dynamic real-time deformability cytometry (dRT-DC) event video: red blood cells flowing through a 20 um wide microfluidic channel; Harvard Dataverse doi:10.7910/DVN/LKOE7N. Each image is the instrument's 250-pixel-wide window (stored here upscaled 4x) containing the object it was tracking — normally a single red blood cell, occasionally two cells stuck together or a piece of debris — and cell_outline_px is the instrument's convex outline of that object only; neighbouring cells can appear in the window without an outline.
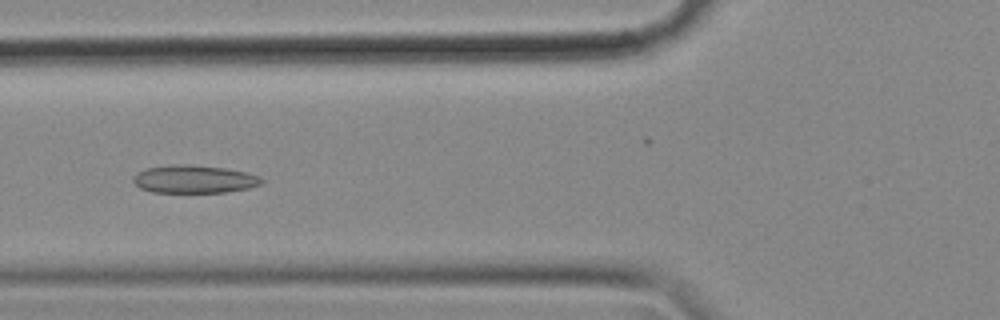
{"species": "common noctule bat (a hibernating species)", "species_latin": "Nyctalus noctula", "temperature_condition": "cold", "stored_images_in_passage": 48, "camera_frame_rate_fps": 3000, "um_per_image_px": 0.085, "animal": {"sex": "female", "body_mass_g": 18.4}, "frame": {"image": 1, "passage_image": 21, "time_ms": 6.667, "image_size_px": [1000, 320], "cell_outline_px": [[264, 180], [260, 184], [248, 188], [224, 192], [152, 192], [140, 188], [132, 180], [132, 176], [136, 172], [148, 168], [172, 164], [188, 164], [224, 168], [244, 172], [260, 176]], "centroid_in_image_um": [16.46, 15.22], "position_along_channel_um": 109.3, "area_um2": 20.81}}
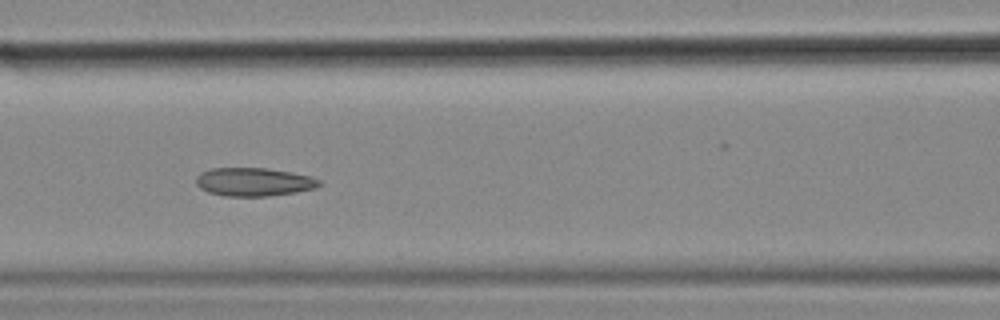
{"frame": {"image": 2, "passage_image": 24, "time_ms": 7.667, "image_size_px": [1000, 320], "cell_outline_px": [[320, 184], [316, 188], [296, 192], [268, 196], [224, 196], [208, 192], [200, 188], [196, 184], [196, 176], [200, 172], [212, 168], [268, 168], [292, 172], [308, 176], [320, 180]], "centroid_in_image_um": [21.54, 15.46], "position_along_channel_um": 145.1, "area_um2": 20.4}}
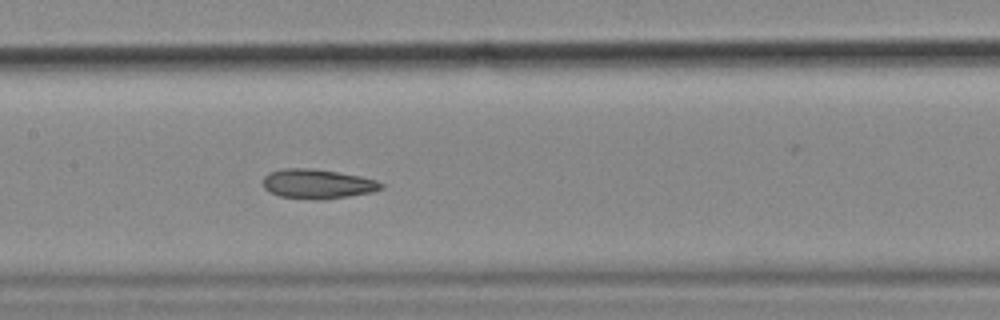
{"frame": {"image": 3, "passage_image": 27, "time_ms": 8.667, "image_size_px": [1000, 320], "cell_outline_px": [[384, 188], [372, 192], [348, 196], [320, 200], [312, 200], [280, 196], [264, 188], [264, 176], [268, 172], [284, 168], [312, 168], [360, 176], [376, 180], [384, 184]], "centroid_in_image_um": [26.99, 15.63], "position_along_channel_um": 180.4, "area_um2": 20.29}, "authors_computed_cell_mechanics": {"area_um2": 22.9755, "velocity_mm_per_s": 3.5561, "shape_relaxation_time_tau1_ms": null, "shape_relaxation_time_tau2_ms": 2.8532, "deformation_change_tau1": null, "deformation_change_tau2": 0.0943}}